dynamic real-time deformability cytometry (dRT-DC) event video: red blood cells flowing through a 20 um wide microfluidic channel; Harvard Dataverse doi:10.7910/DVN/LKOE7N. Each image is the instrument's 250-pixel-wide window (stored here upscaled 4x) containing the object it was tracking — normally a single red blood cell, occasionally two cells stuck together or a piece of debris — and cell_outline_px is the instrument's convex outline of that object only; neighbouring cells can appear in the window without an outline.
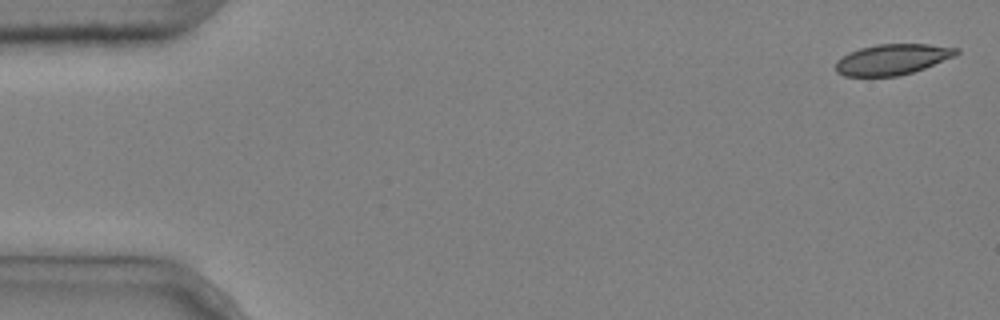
{"species": "common noctule bat (a hibernating species)", "species_latin": "Nyctalus noctula", "temperature_condition": "cold", "stored_images_in_passage": 3, "camera_frame_rate_fps": 3000, "um_per_image_px": 0.085, "animal": {"sex": "male", "body_mass_g": 20.4}, "frame": {"image": 1, "passage_image": 1, "time_ms": 0.0, "image_size_px": [1000, 320], "cell_outline_px": [[960, 52], [956, 56], [924, 68], [900, 76], [844, 76], [836, 72], [836, 60], [848, 52], [860, 48], [876, 44], [928, 44], [960, 48]], "centroid_in_image_um": [75.86, 5.04], "position_along_channel_um": 9.1, "area_um2": 21.73}}